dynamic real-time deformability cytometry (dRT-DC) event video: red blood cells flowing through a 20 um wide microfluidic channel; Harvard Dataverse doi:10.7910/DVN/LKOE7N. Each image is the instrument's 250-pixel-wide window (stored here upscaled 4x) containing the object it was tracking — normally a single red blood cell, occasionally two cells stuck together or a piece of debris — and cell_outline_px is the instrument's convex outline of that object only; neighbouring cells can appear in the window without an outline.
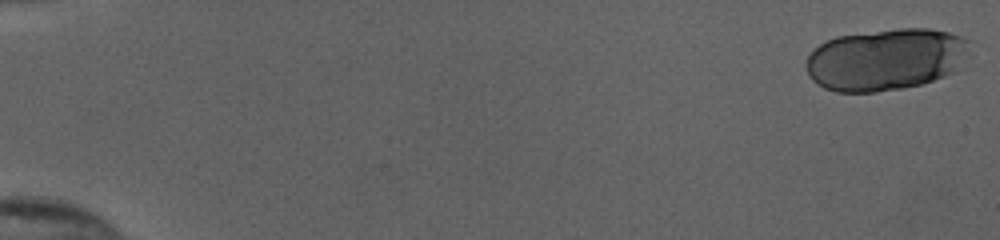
{"species": "human", "species_latin": "Homo sapiens", "temperature_condition": "cold", "stored_images_in_passage": 22, "camera_frame_rate_fps": 3000, "um_per_image_px": 0.085, "donor": {"sex": "female"}, "frame": {"image": 1, "passage_image": 1, "time_ms": 0.0, "image_size_px": [1000, 240], "cell_outline_px": [[968, 40], [956, 72], [920, 84], [900, 88], [876, 92], [836, 92], [824, 88], [816, 84], [808, 76], [804, 64], [808, 56], [820, 44], [836, 36], [896, 28], [928, 28], [948, 32], [960, 36]], "centroid_in_image_um": [75.2, 5.05], "position_along_channel_um": 9.8, "area_um2": 58.67}}
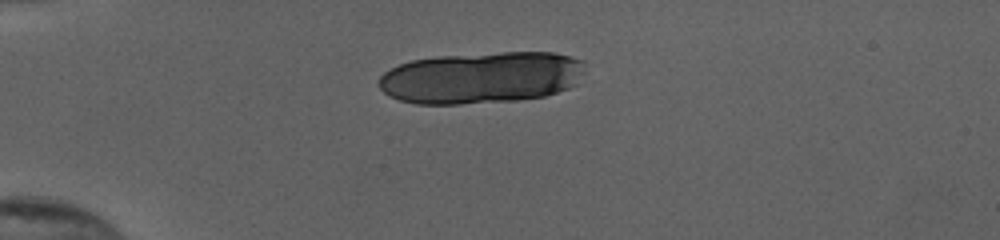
{"frame": {"image": 2, "passage_image": 15, "time_ms": 4.667, "image_size_px": [1000, 240], "cell_outline_px": [[584, 72], [580, 84], [544, 96], [516, 100], [460, 104], [416, 104], [400, 100], [388, 96], [376, 84], [380, 76], [384, 72], [400, 64], [412, 60], [440, 56], [504, 52], [552, 52], [572, 56], [584, 60]], "centroid_in_image_um": [40.94, 6.6], "position_along_channel_um": 44.1, "area_um2": 62.66}}